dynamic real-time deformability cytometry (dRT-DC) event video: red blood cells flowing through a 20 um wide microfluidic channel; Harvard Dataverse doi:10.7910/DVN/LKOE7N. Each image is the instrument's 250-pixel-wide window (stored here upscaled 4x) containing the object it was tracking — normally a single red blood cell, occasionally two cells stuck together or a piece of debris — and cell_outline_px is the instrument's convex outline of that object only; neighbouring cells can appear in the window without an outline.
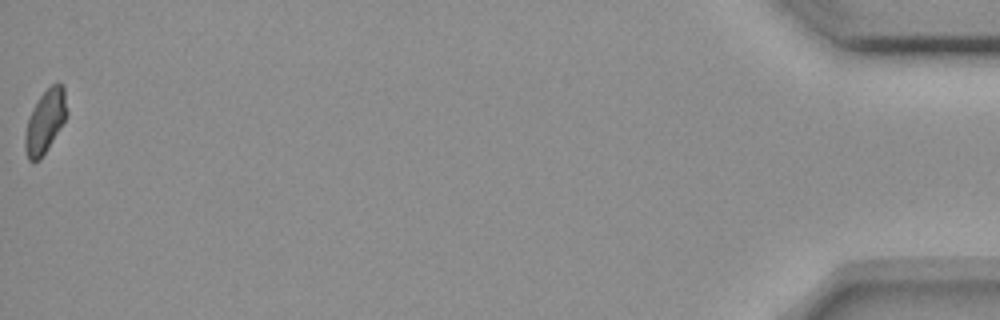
{"species": "common noctule bat (a hibernating species)", "species_latin": "Nyctalus noctula", "temperature_condition": "room temperature", "stored_images_in_passage": 14, "camera_frame_rate_fps": 3000, "um_per_image_px": 0.085, "animal": {"sex": "female", "body_mass_g": 18.4}, "frame": {"image": 1, "passage_image": 14, "time_ms": 17.0, "image_size_px": [1000, 320], "cell_outline_px": [[68, 112], [64, 120], [40, 160], [28, 160], [24, 148], [24, 136], [28, 120], [32, 108], [40, 96], [52, 84], [64, 84]], "centroid_in_image_um": [3.83, 10.3], "position_along_channel_um": 431.4, "area_um2": 15.14}, "authors_computed_cell_mechanics": {"area_um2": 17.918, "velocity_mm_per_s": 3.6604, "shape_relaxation_time_tau1_ms": null, "shape_relaxation_time_tau2_ms": 3.0023, "deformation_change_tau1": null, "deformation_change_tau2": 0.0522}}